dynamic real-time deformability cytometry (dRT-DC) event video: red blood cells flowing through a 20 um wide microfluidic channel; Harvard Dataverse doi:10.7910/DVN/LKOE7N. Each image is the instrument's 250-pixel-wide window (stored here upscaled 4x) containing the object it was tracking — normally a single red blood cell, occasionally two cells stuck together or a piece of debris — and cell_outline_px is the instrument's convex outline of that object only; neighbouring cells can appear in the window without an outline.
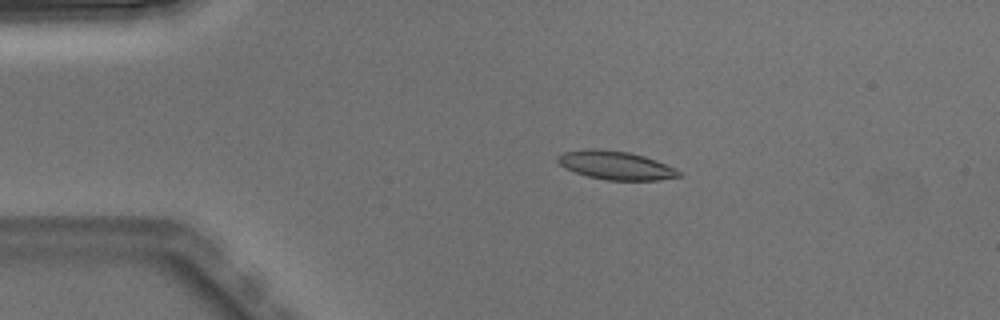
{"species": "Egyptian fruit bat (a non-hibernating species)", "species_latin": "Rousettus aegyptiacus", "temperature_condition": "warm", "stored_images_in_passage": 4, "camera_frame_rate_fps": 3000, "um_per_image_px": 0.085, "animal": {"sex": "male"}, "frame": {"image": 1, "passage_image": 3, "time_ms": 0.667, "image_size_px": [1000, 320], "cell_outline_px": [[680, 176], [660, 180], [608, 180], [588, 176], [564, 168], [556, 160], [556, 156], [564, 152], [588, 148], [600, 148], [628, 152], [644, 156], [656, 160], [676, 168], [680, 172]], "centroid_in_image_um": [52.32, 14.04], "position_along_channel_um": 32.7, "area_um2": 20.17}}